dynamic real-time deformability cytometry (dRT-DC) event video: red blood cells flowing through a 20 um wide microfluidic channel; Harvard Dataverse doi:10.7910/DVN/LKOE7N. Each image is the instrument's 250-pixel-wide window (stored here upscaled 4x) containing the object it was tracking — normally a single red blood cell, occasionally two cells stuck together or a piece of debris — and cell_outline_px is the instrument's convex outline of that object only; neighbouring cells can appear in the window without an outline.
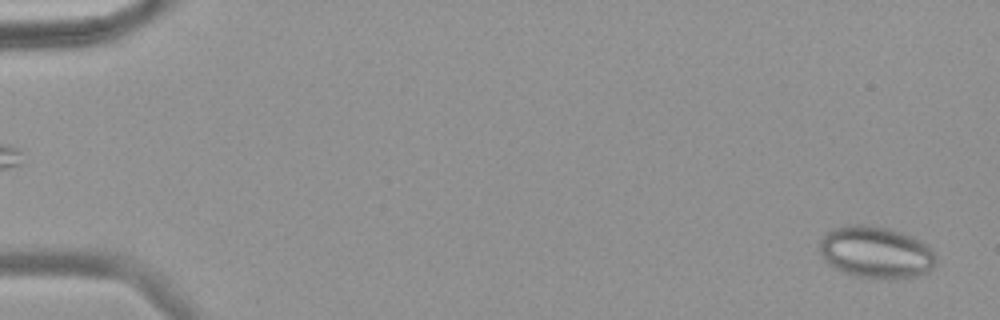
{"species": "common noctule bat (a hibernating species)", "species_latin": "Nyctalus noctula", "temperature_condition": "warm", "stored_images_in_passage": 58, "camera_frame_rate_fps": 3000, "um_per_image_px": 0.085, "animal": {"sex": "female", "body_mass_g": 18.4}, "frame": {"image": 1, "passage_image": 2, "time_ms": 0.333, "image_size_px": [1000, 320], "cell_outline_px": [[936, 264], [928, 272], [916, 276], [856, 276], [844, 272], [828, 264], [820, 256], [820, 240], [832, 228], [848, 224], [864, 224], [888, 228], [912, 236], [928, 244], [936, 256]], "centroid_in_image_um": [74.44, 21.39], "position_along_channel_um": 10.6, "area_um2": 34.74}}
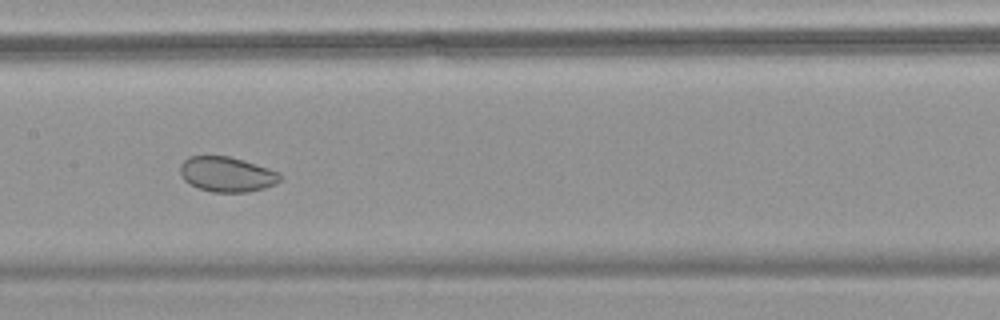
{"frame": {"image": 2, "passage_image": 30, "time_ms": 9.667, "image_size_px": [1000, 320], "cell_outline_px": [[280, 180], [276, 184], [264, 188], [248, 192], [212, 192], [200, 188], [184, 180], [180, 172], [180, 164], [188, 156], [228, 156], [256, 164], [280, 172]], "centroid_in_image_um": [19.29, 14.81], "position_along_channel_um": 188.1, "area_um2": 20.29}}
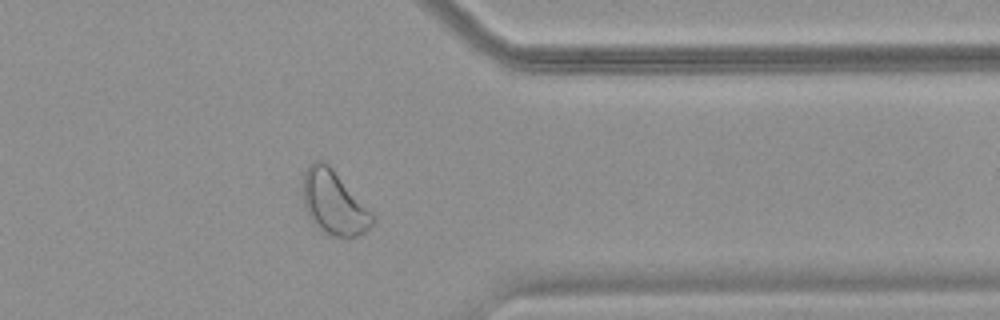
{"frame": {"image": 3, "passage_image": 47, "time_ms": 15.333, "image_size_px": [1000, 320], "cell_outline_px": [[376, 220], [364, 232], [356, 236], [344, 240], [320, 232], [308, 216], [304, 204], [304, 172], [308, 164], [312, 160], [324, 160], [332, 168], [376, 216]], "centroid_in_image_um": [28.39, 17.27], "position_along_channel_um": 383.0, "area_um2": 26.24}, "authors_computed_cell_mechanics": {"area_um2": 27.6862, "velocity_mm_per_s": 3.5542, "shape_relaxation_time_tau1_ms": null, "shape_relaxation_time_tau2_ms": 3.0692, "deformation_change_tau1": null, "deformation_change_tau2": 0.0628}}